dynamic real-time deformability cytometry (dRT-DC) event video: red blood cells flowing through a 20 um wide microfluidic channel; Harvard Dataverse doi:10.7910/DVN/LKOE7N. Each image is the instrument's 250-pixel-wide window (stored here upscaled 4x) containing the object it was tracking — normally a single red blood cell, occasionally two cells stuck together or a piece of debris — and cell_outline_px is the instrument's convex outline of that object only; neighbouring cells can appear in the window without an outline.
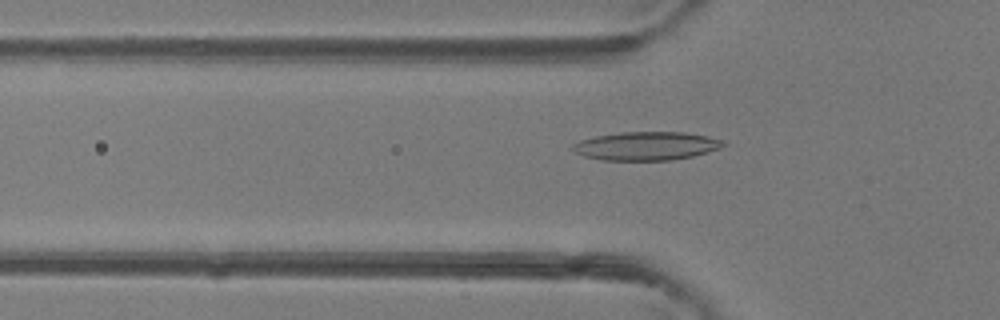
{"species": "common noctule bat (a hibernating species)", "species_latin": "Nyctalus noctula", "temperature_condition": "room temperature", "stored_images_in_passage": 42, "camera_frame_rate_fps": 3000, "um_per_image_px": 0.085, "animal": {"sex": "female"}, "frame": {"image": 1, "passage_image": 11, "time_ms": 3.333, "image_size_px": [1000, 320], "cell_outline_px": [[728, 144], [720, 148], [692, 156], [672, 160], [600, 160], [584, 156], [576, 152], [572, 148], [572, 144], [580, 140], [596, 136], [620, 132], [684, 132], [708, 136], [724, 140]], "centroid_in_image_um": [54.95, 12.4], "position_along_channel_um": 70.8, "area_um2": 25.03}}
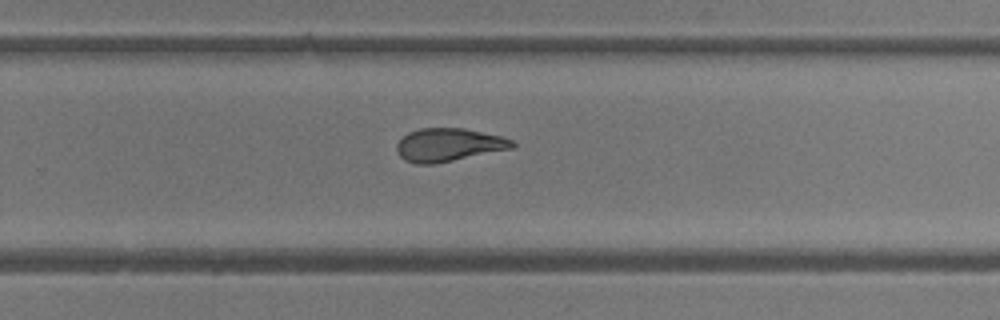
{"frame": {"image": 2, "passage_image": 26, "time_ms": 8.333, "image_size_px": [1000, 320], "cell_outline_px": [[516, 144], [512, 148], [432, 164], [416, 164], [404, 160], [400, 156], [396, 148], [396, 144], [408, 132], [420, 128], [464, 128], [500, 136], [512, 140]], "centroid_in_image_um": [38.09, 12.3], "position_along_channel_um": 291.7, "area_um2": 22.02}}
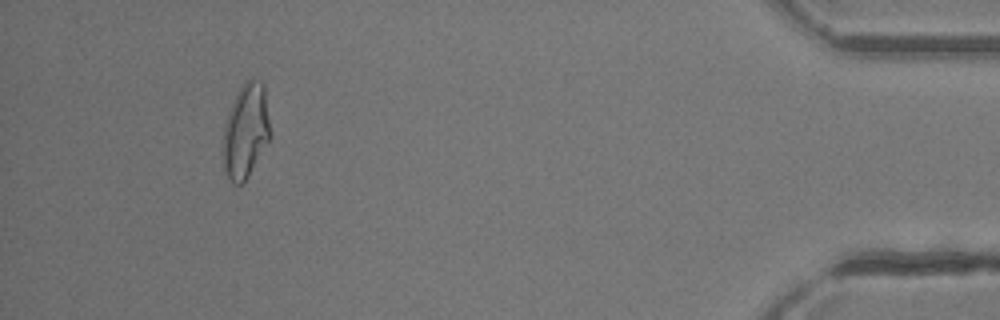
{"frame": {"image": 3, "passage_image": 39, "time_ms": 12.667, "image_size_px": [1000, 320], "cell_outline_px": [[272, 136], [244, 184], [232, 184], [228, 180], [224, 168], [224, 124], [232, 100], [244, 80], [252, 76], [260, 80], [264, 84]], "centroid_in_image_um": [20.91, 11.1], "position_along_channel_um": 414.3, "area_um2": 26.59}, "authors_computed_cell_mechanics": {"area_um2": 23.2934, "velocity_mm_per_s": 4.3975, "shape_relaxation_time_tau1_ms": 3.8477, "shape_relaxation_time_tau2_ms": 1.9901, "deformation_change_tau1": 0.1947, "deformation_change_tau2": 0.1082}}